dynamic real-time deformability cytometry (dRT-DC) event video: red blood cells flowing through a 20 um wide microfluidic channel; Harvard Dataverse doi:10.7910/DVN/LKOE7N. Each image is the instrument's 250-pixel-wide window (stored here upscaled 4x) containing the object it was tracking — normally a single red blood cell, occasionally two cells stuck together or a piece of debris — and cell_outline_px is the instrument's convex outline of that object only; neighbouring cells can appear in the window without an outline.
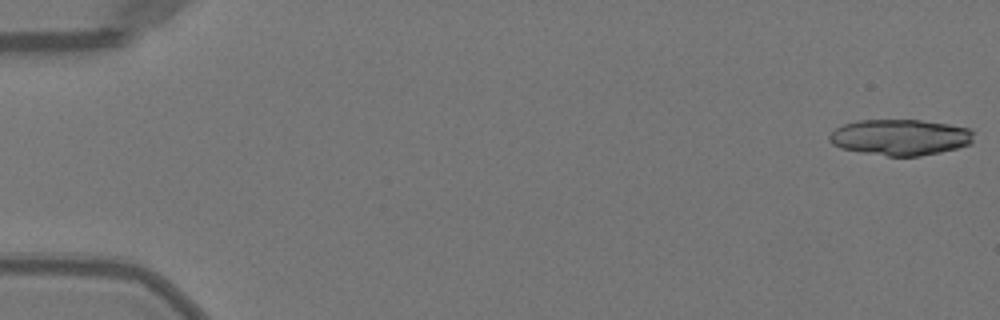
{"species": "Egyptian fruit bat (a non-hibernating species)", "species_latin": "Rousettus aegyptiacus", "temperature_condition": "warm", "stored_images_in_passage": 18, "camera_frame_rate_fps": 3000, "um_per_image_px": 0.085, "animal": {"sex": "female"}, "frame": {"image": 1, "passage_image": 1, "time_ms": 0.0, "image_size_px": [1000, 320], "cell_outline_px": [[972, 144], [940, 152], [920, 156], [888, 156], [860, 152], [840, 148], [832, 144], [828, 140], [828, 136], [836, 128], [844, 124], [860, 120], [920, 120], [948, 124], [968, 128], [972, 132]], "centroid_in_image_um": [76.49, 11.67], "position_along_channel_um": 8.5, "area_um2": 30.23}}
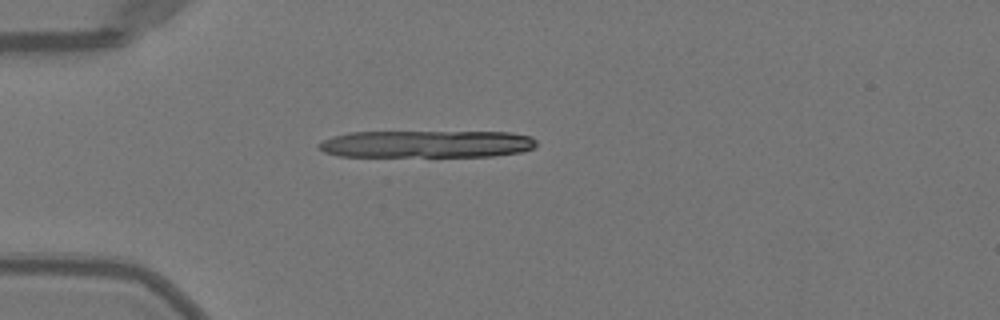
{"frame": {"image": 2, "passage_image": 14, "time_ms": 4.333, "image_size_px": [1000, 320], "cell_outline_px": [[536, 148], [520, 152], [492, 156], [340, 156], [324, 152], [316, 144], [332, 136], [348, 132], [512, 132], [532, 136], [536, 140]], "centroid_in_image_um": [36.29, 12.23], "position_along_channel_um": 48.7, "area_um2": 34.74}}